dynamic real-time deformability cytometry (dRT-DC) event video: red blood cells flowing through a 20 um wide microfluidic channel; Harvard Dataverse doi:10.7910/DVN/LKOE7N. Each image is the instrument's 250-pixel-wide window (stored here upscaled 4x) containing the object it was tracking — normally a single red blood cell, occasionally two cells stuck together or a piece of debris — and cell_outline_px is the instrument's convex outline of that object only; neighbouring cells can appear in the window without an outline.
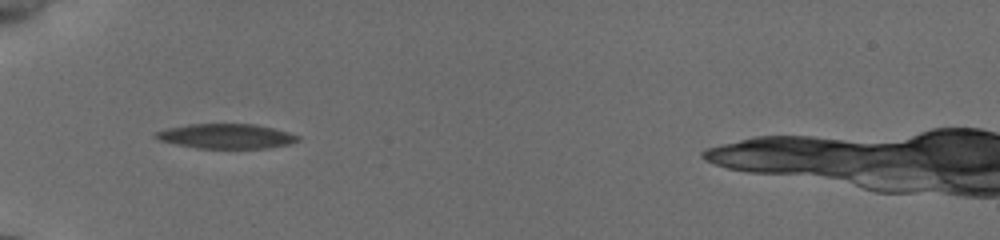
{"species": "common noctule bat (a hibernating species)", "species_latin": "Nyctalus noctula", "temperature_condition": "cold", "stored_images_in_passage": 21, "camera_frame_rate_fps": 3000, "um_per_image_px": 0.085, "animal": {"sex": "female", "body_mass_g": 19.5, "forearm_length_mm": 54.1}, "frame": {"image": 1, "passage_image": 1, "time_ms": 0.0, "image_size_px": [1000, 240], "cell_outline_px": [[300, 140], [288, 144], [268, 148], [196, 148], [176, 144], [160, 140], [152, 136], [156, 132], [168, 128], [188, 124], [252, 124], [272, 128], [288, 132], [300, 136]], "centroid_in_image_um": [19.22, 11.58], "position_along_channel_um": 65.8, "area_um2": 20.35}}
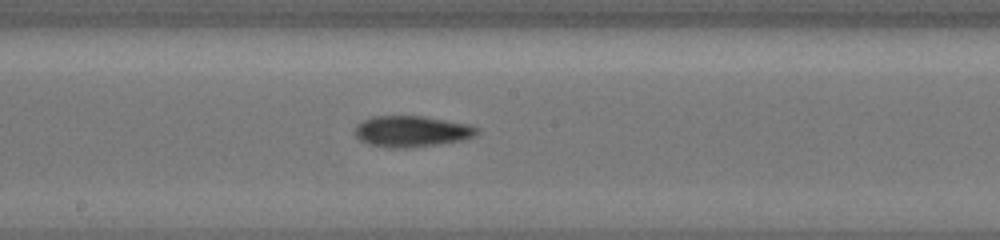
{"frame": {"image": 2, "passage_image": 8, "time_ms": 4.0, "image_size_px": [1000, 240], "cell_outline_px": [[480, 132], [464, 140], [440, 144], [404, 148], [388, 148], [368, 144], [360, 140], [356, 136], [356, 124], [372, 116], [424, 116], [468, 124], [480, 128]], "centroid_in_image_um": [35.01, 11.17], "position_along_channel_um": 213.2, "area_um2": 22.2}}
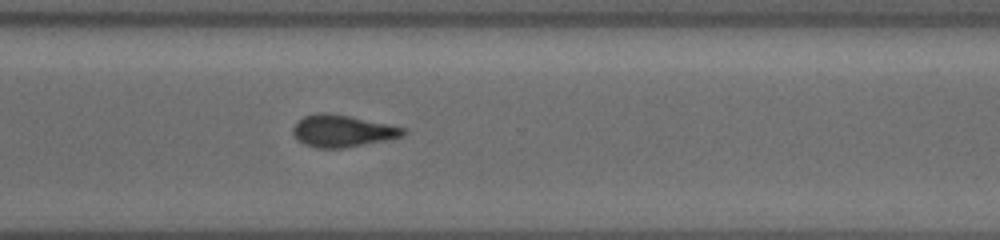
{"frame": {"image": 3, "passage_image": 15, "time_ms": 7.333, "image_size_px": [1000, 240], "cell_outline_px": [[408, 132], [404, 136], [344, 148], [316, 148], [304, 144], [292, 132], [292, 128], [304, 116], [320, 112], [328, 112], [348, 116], [404, 128]], "centroid_in_image_um": [29.09, 11.13], "position_along_channel_um": 341.5, "area_um2": 20.17}, "authors_computed_cell_mechanics": {"area_um2": 20.808, "velocity_mm_per_s": 3.8625, "shape_relaxation_time_tau1_ms": 3.4832, "shape_relaxation_time_tau2_ms": null, "deformation_change_tau1": 0.1466, "deformation_change_tau2": null}}